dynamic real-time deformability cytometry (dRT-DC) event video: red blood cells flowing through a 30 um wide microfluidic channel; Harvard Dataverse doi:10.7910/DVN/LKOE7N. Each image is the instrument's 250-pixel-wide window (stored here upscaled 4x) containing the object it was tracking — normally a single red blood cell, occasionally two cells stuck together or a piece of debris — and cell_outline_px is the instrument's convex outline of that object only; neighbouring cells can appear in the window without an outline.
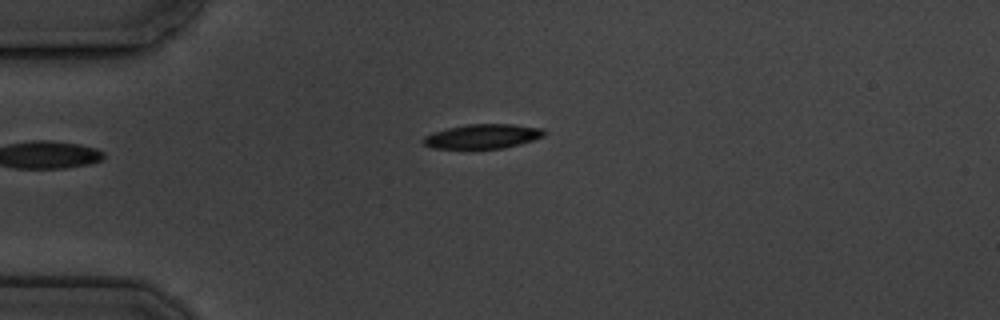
{"species": "common noctule bat (a hibernating species)", "species_latin": "Nyctalus noctula", "temperature_condition": "cold", "stored_images_in_passage": 7, "camera_frame_rate_fps": 3000, "um_per_image_px": 0.085, "animal": {"sex": "male", "body_mass_g": 19.5, "forearm_length_mm": 54.6}, "frame": {"image": 1, "passage_image": 4, "time_ms": 4.333, "image_size_px": [1000, 320], "cell_outline_px": [[544, 136], [520, 144], [504, 148], [432, 148], [424, 144], [420, 140], [424, 136], [432, 132], [448, 128], [468, 124], [512, 124], [544, 128]], "centroid_in_image_um": [41.0, 11.58], "position_along_channel_um": 44.0, "area_um2": 17.17}}